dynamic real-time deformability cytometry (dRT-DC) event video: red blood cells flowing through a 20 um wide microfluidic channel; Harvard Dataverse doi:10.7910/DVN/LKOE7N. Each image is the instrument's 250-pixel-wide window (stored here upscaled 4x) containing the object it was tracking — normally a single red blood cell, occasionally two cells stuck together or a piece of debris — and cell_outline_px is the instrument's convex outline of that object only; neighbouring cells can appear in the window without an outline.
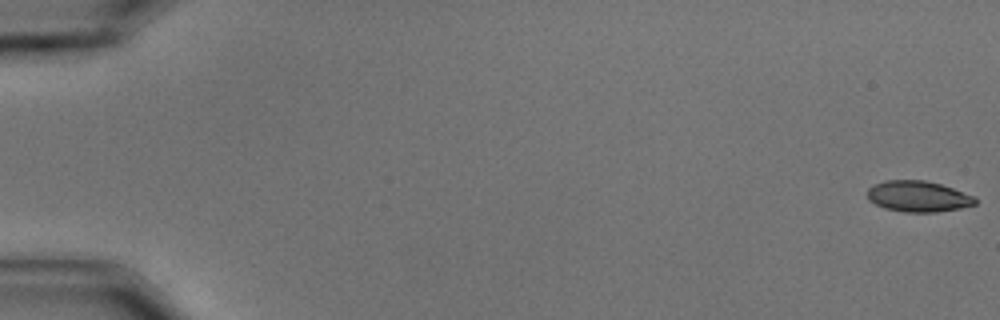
{"species": "common noctule bat (a hibernating species)", "species_latin": "Nyctalus noctula", "temperature_condition": "cold", "stored_images_in_passage": 9, "camera_frame_rate_fps": 3000, "um_per_image_px": 0.085, "animal": {"sex": "male", "body_mass_g": 15.6}, "frame": {"image": 1, "passage_image": 1, "time_ms": 0.0, "image_size_px": [1000, 320], "cell_outline_px": [[976, 204], [960, 208], [936, 212], [904, 212], [884, 208], [868, 200], [868, 188], [884, 180], [924, 180], [940, 184], [976, 196]], "centroid_in_image_um": [78.05, 16.69], "position_along_channel_um": 7.0, "area_um2": 19.42}}